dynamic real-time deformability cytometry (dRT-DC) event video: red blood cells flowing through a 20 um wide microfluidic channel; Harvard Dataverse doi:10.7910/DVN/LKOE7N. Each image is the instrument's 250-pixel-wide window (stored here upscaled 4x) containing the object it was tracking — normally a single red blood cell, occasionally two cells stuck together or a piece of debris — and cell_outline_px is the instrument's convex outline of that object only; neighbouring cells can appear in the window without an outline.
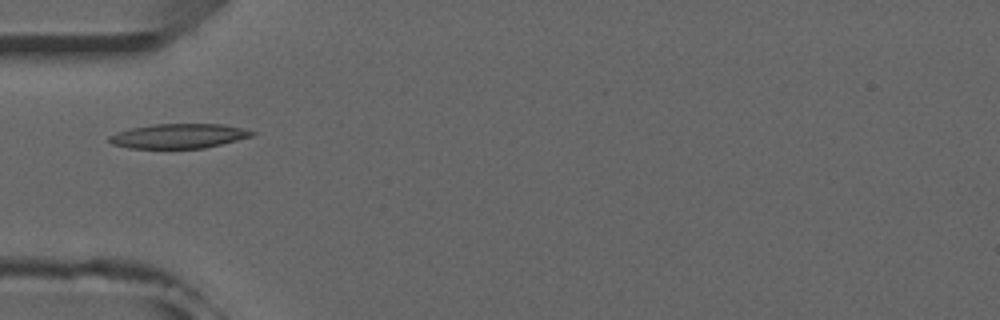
{"species": "common noctule bat (a hibernating species)", "species_latin": "Nyctalus noctula", "temperature_condition": "room temperature", "stored_images_in_passage": 24, "camera_frame_rate_fps": 3000, "um_per_image_px": 0.085, "animal": {"sex": "male", "forearm_length_mm": 52.5}, "frame": {"image": 1, "passage_image": 1, "time_ms": 0.0, "image_size_px": [1000, 320], "cell_outline_px": [[256, 132], [252, 136], [204, 148], [128, 148], [112, 144], [108, 140], [108, 136], [132, 128], [152, 124], [220, 124], [240, 128]], "centroid_in_image_um": [15.16, 11.56], "position_along_channel_um": 69.8, "area_um2": 20.11}}
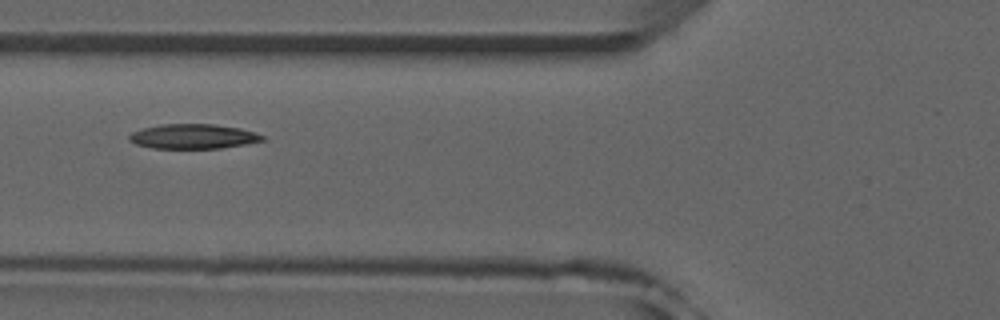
{"frame": {"image": 2, "passage_image": 4, "time_ms": 1.0, "image_size_px": [1000, 320], "cell_outline_px": [[264, 140], [244, 144], [220, 148], [152, 148], [136, 144], [128, 140], [128, 136], [132, 132], [144, 128], [160, 124], [212, 124], [240, 128], [264, 136]], "centroid_in_image_um": [16.37, 11.59], "position_along_channel_um": 109.4, "area_um2": 18.96}}
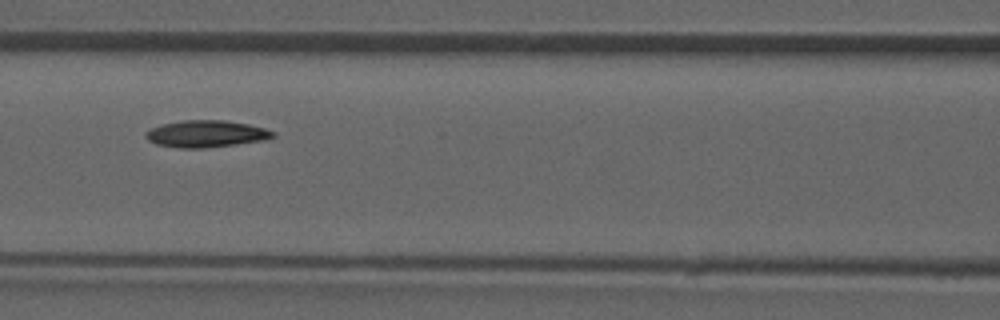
{"frame": {"image": 3, "passage_image": 7, "time_ms": 2.0, "image_size_px": [1000, 320], "cell_outline_px": [[276, 136], [264, 140], [236, 144], [204, 148], [180, 148], [156, 144], [148, 140], [144, 136], [152, 128], [160, 124], [184, 120], [224, 120], [248, 124], [264, 128], [276, 132]], "centroid_in_image_um": [17.54, 11.37], "position_along_channel_um": 149.1, "area_um2": 19.88}}